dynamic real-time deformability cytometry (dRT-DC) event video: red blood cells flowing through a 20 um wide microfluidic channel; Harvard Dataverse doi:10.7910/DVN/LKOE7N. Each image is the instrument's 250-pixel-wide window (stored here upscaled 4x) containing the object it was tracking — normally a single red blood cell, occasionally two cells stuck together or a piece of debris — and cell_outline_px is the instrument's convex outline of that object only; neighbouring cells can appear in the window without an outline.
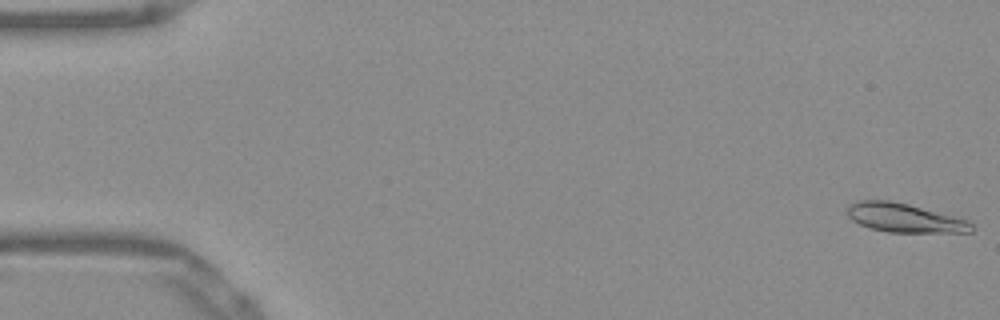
{"species": "Egyptian fruit bat (a non-hibernating species)", "species_latin": "Rousettus aegyptiacus", "temperature_condition": "warm", "stored_images_in_passage": 52, "camera_frame_rate_fps": 3000, "um_per_image_px": 0.085, "frame": {"image": 1, "passage_image": 1, "time_ms": 0.0, "image_size_px": [1000, 320], "cell_outline_px": [[972, 232], [888, 232], [872, 228], [860, 224], [852, 220], [848, 216], [848, 204], [860, 200], [888, 200], [908, 204], [968, 220], [972, 224]], "centroid_in_image_um": [76.86, 18.51], "position_along_channel_um": 8.1, "area_um2": 20.63}}
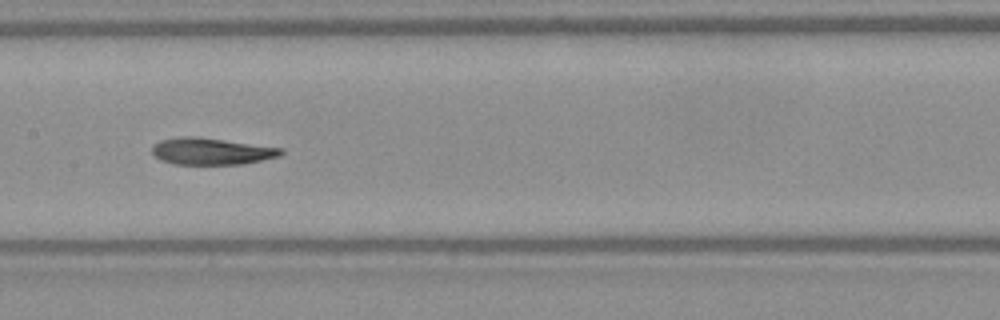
{"frame": {"image": 2, "passage_image": 26, "time_ms": 8.333, "image_size_px": [1000, 320], "cell_outline_px": [[284, 152], [280, 156], [240, 164], [172, 164], [160, 160], [152, 152], [152, 144], [160, 140], [180, 136], [196, 136], [284, 148]], "centroid_in_image_um": [17.94, 12.85], "position_along_channel_um": 189.5, "area_um2": 20.17}}
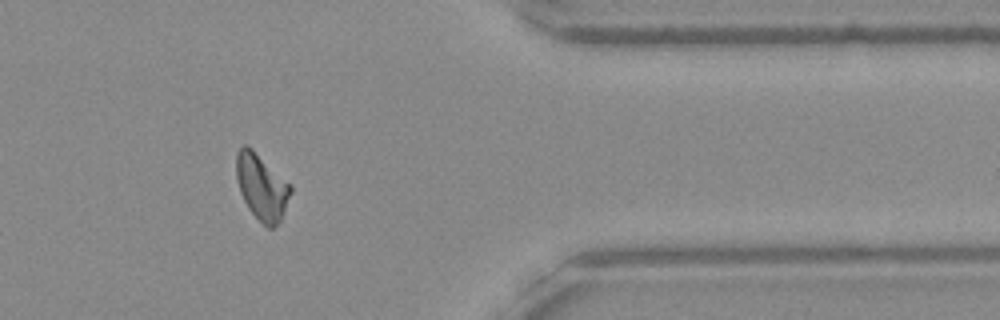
{"frame": {"image": 3, "passage_image": 43, "time_ms": 14.0, "image_size_px": [1000, 320], "cell_outline_px": [[292, 192], [284, 212], [280, 220], [272, 228], [268, 228], [248, 208], [240, 192], [236, 180], [236, 152], [244, 144], [252, 148], [292, 184]], "centroid_in_image_um": [22.25, 15.85], "position_along_channel_um": 389.1, "area_um2": 20.92}, "authors_computed_cell_mechanics": {"area_um2": 20.6635, "velocity_mm_per_s": 3.8866, "shape_relaxation_time_tau1_ms": 6.144, "shape_relaxation_time_tau2_ms": 4.0424, "deformation_change_tau1": 0.1938, "deformation_change_tau2": 0.1024}}